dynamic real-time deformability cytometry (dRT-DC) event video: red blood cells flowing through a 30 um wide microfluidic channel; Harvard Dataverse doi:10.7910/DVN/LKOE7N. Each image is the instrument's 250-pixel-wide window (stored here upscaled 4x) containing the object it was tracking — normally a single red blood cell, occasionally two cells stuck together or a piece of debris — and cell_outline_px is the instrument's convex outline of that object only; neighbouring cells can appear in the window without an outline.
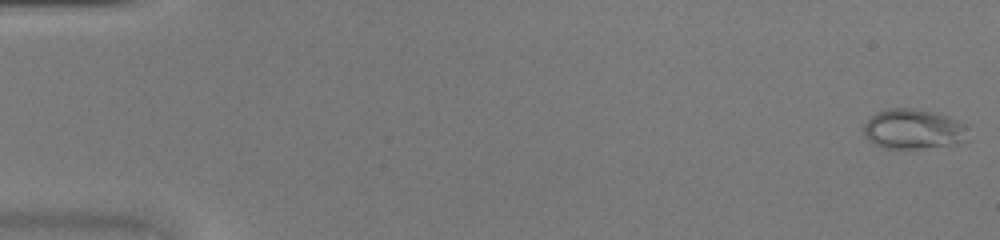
{"species": "common noctule bat (a hibernating species)", "species_latin": "Nyctalus noctula", "temperature_condition": "warm", "stored_images_in_passage": 46, "camera_frame_rate_fps": 3000, "um_per_image_px": 0.085, "animal": {"sex": "female", "body_mass_g": 20.0, "forearm_length_mm": 54.0}, "frame": {"image": 1, "passage_image": 1, "time_ms": 0.0, "image_size_px": [1000, 240], "cell_outline_px": [[964, 140], [956, 144], [916, 148], [884, 148], [868, 140], [864, 136], [864, 124], [876, 112], [888, 108], [912, 108], [936, 112], [948, 116], [964, 124]], "centroid_in_image_um": [77.57, 10.96], "position_along_channel_um": 7.4, "area_um2": 23.93}}
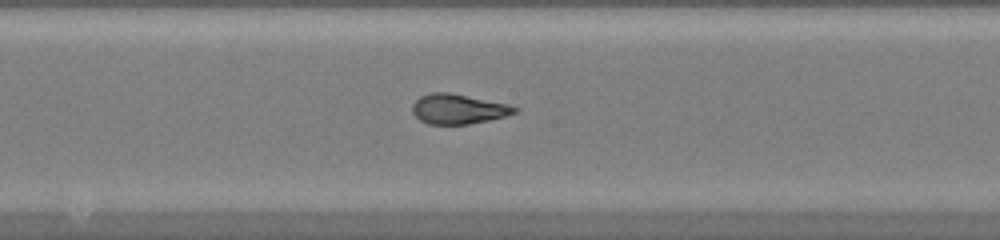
{"frame": {"image": 2, "passage_image": 25, "time_ms": 8.0, "image_size_px": [1000, 240], "cell_outline_px": [[520, 108], [516, 112], [504, 116], [488, 120], [468, 124], [428, 124], [420, 120], [412, 112], [412, 104], [420, 96], [432, 92], [448, 92], [508, 104]], "centroid_in_image_um": [38.93, 9.26], "position_along_channel_um": 209.3, "area_um2": 17.69}}
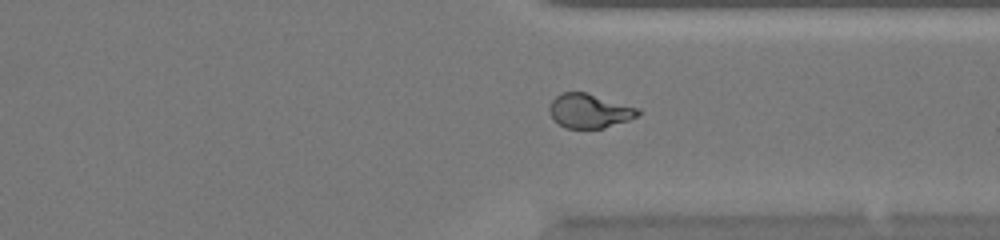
{"frame": {"image": 3, "passage_image": 35, "time_ms": 11.333, "image_size_px": [1000, 240], "cell_outline_px": [[640, 116], [604, 128], [568, 128], [560, 124], [548, 112], [548, 108], [552, 100], [556, 96], [564, 92], [584, 92], [640, 108]], "centroid_in_image_um": [50.12, 9.42], "position_along_channel_um": 361.3, "area_um2": 17.51}}